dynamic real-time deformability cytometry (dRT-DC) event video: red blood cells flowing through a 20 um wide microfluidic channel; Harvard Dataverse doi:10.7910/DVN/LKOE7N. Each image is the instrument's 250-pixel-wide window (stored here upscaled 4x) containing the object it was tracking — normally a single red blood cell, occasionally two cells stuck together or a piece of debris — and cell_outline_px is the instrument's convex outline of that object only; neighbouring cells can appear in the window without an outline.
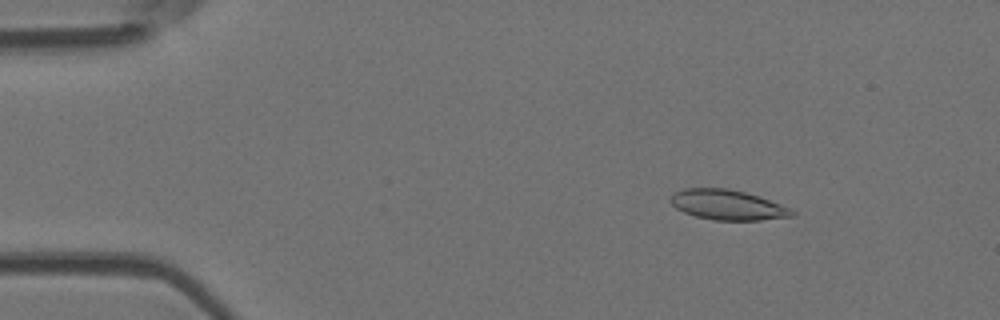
{"species": "Egyptian fruit bat (a non-hibernating species)", "species_latin": "Rousettus aegyptiacus", "temperature_condition": "room temperature", "stored_images_in_passage": 17, "camera_frame_rate_fps": 3000, "um_per_image_px": 0.085, "animal": {"sex": "female"}, "frame": {"image": 1, "passage_image": 8, "time_ms": 2.333, "image_size_px": [1000, 320], "cell_outline_px": [[796, 216], [760, 220], [712, 220], [696, 216], [684, 212], [676, 208], [668, 200], [676, 192], [684, 188], [728, 188], [744, 192], [792, 208], [796, 212]], "centroid_in_image_um": [61.86, 17.42], "position_along_channel_um": 23.1, "area_um2": 21.21}}